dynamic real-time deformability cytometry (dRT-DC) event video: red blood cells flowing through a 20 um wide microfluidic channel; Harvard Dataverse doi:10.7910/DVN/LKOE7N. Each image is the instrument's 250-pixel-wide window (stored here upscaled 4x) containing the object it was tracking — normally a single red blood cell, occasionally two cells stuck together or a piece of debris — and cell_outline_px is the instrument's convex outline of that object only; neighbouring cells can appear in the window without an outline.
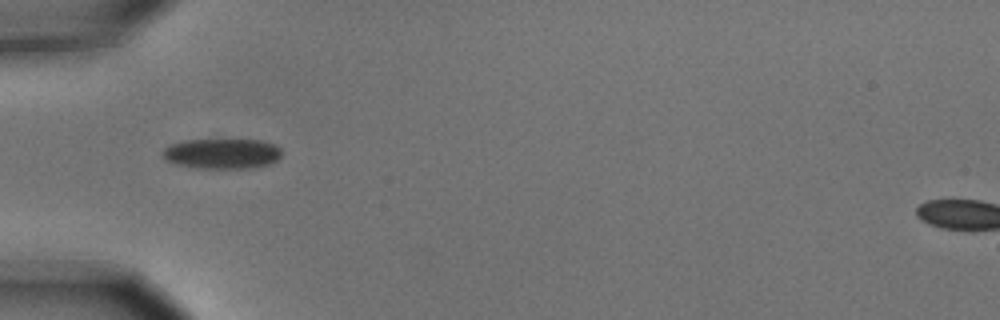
{"species": "common noctule bat (a hibernating species)", "species_latin": "Nyctalus noctula", "temperature_condition": "cold", "stored_images_in_passage": 5, "camera_frame_rate_fps": 3000, "um_per_image_px": 0.085, "animal": {"sex": "male", "body_mass_g": 15.6}, "frame": {"image": 1, "passage_image": 1, "time_ms": 0.0, "image_size_px": [1000, 320], "cell_outline_px": [[280, 156], [276, 160], [268, 164], [248, 168], [196, 168], [176, 164], [164, 160], [164, 148], [172, 144], [184, 140], [260, 140], [276, 144], [280, 148]], "centroid_in_image_um": [18.87, 13.06], "position_along_channel_um": 66.1, "area_um2": 20.81}}
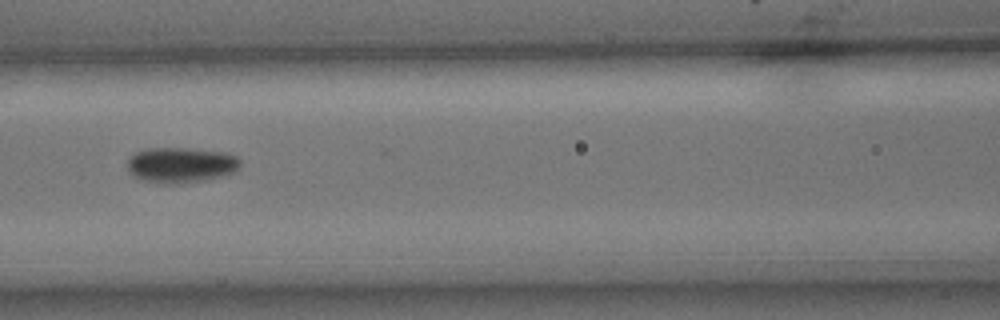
{"frame": {"image": 2, "passage_image": 3, "time_ms": 0.667, "image_size_px": [1000, 320], "cell_outline_px": [[240, 164], [232, 172], [220, 176], [204, 180], [176, 184], [164, 184], [144, 180], [136, 176], [128, 168], [128, 156], [136, 152], [148, 148], [188, 148], [224, 152], [236, 156], [240, 160]], "centroid_in_image_um": [15.36, 14.01], "position_along_channel_um": 151.2, "area_um2": 23.06}}
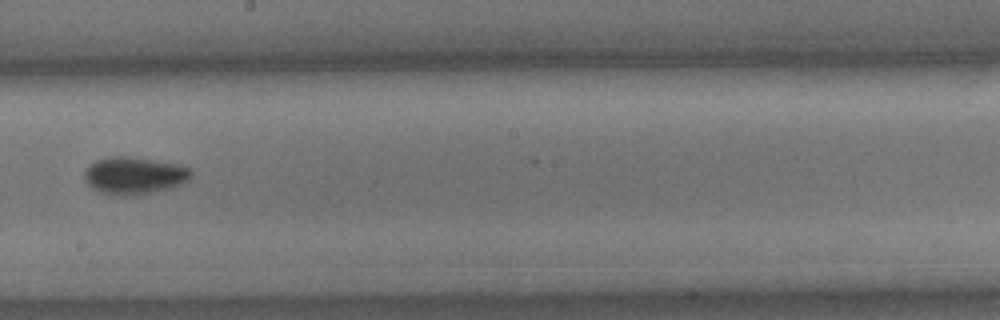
{"frame": {"image": 3, "passage_image": 5, "time_ms": 1.333, "image_size_px": [1000, 320], "cell_outline_px": [[192, 176], [184, 184], [172, 188], [132, 196], [120, 196], [100, 192], [92, 188], [84, 180], [84, 172], [88, 164], [96, 160], [108, 156], [128, 156], [180, 164], [188, 168], [192, 172]], "centroid_in_image_um": [11.4, 14.92], "position_along_channel_um": 236.8, "area_um2": 23.58}}